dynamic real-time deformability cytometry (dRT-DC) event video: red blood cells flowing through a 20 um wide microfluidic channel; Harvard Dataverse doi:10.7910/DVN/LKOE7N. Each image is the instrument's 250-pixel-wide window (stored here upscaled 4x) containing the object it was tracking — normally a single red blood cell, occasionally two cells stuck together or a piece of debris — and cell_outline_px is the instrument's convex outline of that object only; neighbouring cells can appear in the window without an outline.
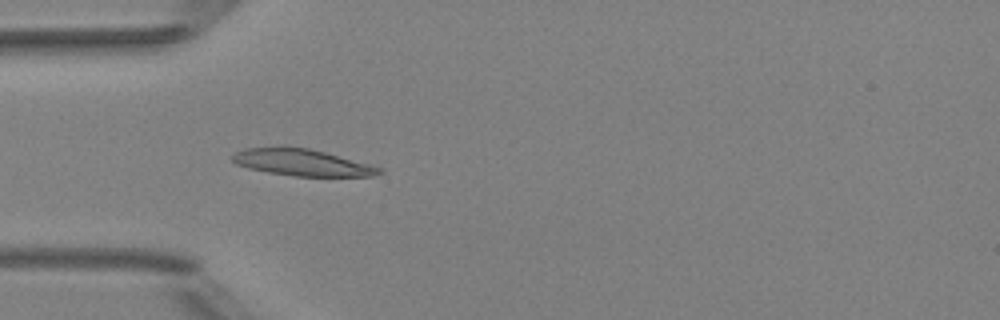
{"species": "Egyptian fruit bat (a non-hibernating species)", "species_latin": "Rousettus aegyptiacus", "temperature_condition": "room temperature", "stored_images_in_passage": 2, "camera_frame_rate_fps": 3000, "um_per_image_px": 0.085, "animal": {"sex": "female"}, "frame": {"image": 1, "passage_image": 2, "time_ms": 1.0, "image_size_px": [1000, 320], "cell_outline_px": [[384, 172], [372, 176], [296, 176], [268, 172], [248, 168], [236, 164], [232, 160], [232, 156], [236, 152], [244, 148], [280, 144], [288, 144], [308, 148], [324, 152], [384, 168]], "centroid_in_image_um": [25.62, 13.77], "position_along_channel_um": 59.4, "area_um2": 23.35}}